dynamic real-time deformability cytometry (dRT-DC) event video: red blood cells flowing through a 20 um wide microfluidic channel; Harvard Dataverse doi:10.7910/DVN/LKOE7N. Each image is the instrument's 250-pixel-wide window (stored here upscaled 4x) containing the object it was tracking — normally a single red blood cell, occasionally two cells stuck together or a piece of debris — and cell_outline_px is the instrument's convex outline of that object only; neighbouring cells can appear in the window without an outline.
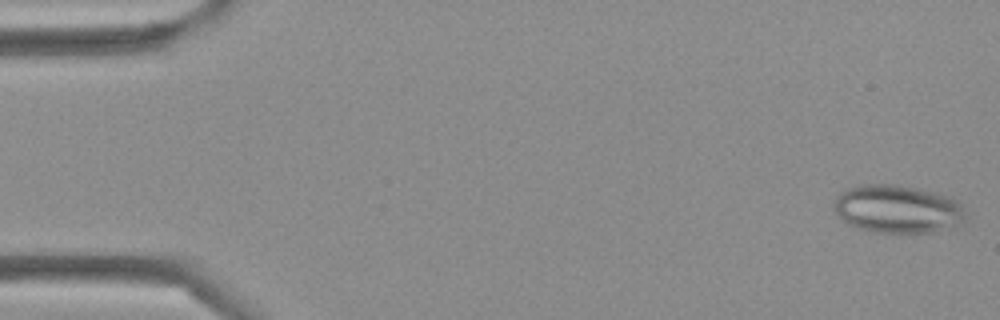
{"species": "Egyptian fruit bat (a non-hibernating species)", "species_latin": "Rousettus aegyptiacus", "temperature_condition": "cold", "stored_images_in_passage": 44, "camera_frame_rate_fps": 3000, "um_per_image_px": 0.085, "frame": {"image": 1, "passage_image": 1, "time_ms": 0.0, "image_size_px": [1000, 320], "cell_outline_px": [[968, 220], [960, 224], [932, 232], [872, 232], [848, 224], [836, 212], [832, 204], [836, 196], [844, 188], [860, 184], [896, 184], [936, 192], [952, 196], [960, 200]], "centroid_in_image_um": [76.32, 17.74], "position_along_channel_um": 8.7, "area_um2": 37.4}}
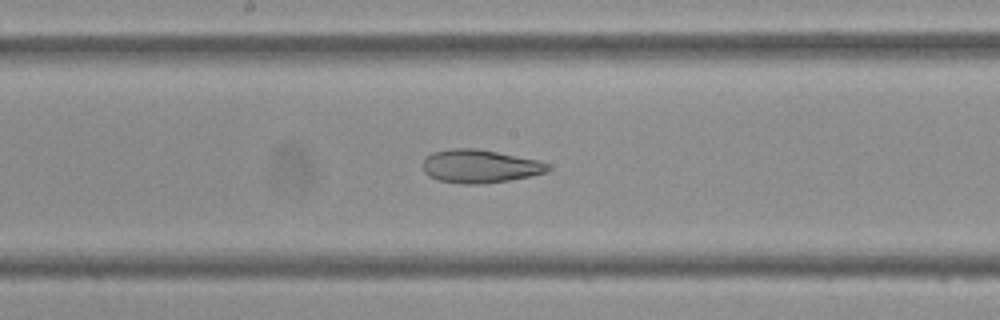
{"frame": {"image": 2, "passage_image": 23, "time_ms": 7.333, "image_size_px": [1000, 320], "cell_outline_px": [[552, 168], [548, 172], [508, 180], [480, 184], [464, 184], [440, 180], [428, 176], [424, 172], [424, 156], [432, 152], [452, 148], [476, 148], [536, 160], [548, 164]], "centroid_in_image_um": [40.75, 14.13], "position_along_channel_um": 207.4, "area_um2": 24.04}}
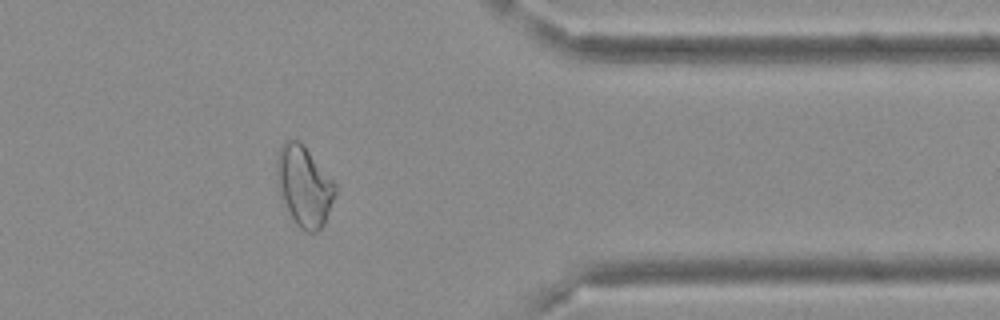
{"frame": {"image": 3, "passage_image": 36, "time_ms": 11.667, "image_size_px": [1000, 320], "cell_outline_px": [[336, 192], [324, 224], [316, 232], [308, 232], [300, 228], [296, 224], [280, 196], [276, 176], [276, 156], [284, 140], [296, 140], [304, 144], [336, 184]], "centroid_in_image_um": [25.84, 15.79], "position_along_channel_um": 385.6, "area_um2": 27.28}}